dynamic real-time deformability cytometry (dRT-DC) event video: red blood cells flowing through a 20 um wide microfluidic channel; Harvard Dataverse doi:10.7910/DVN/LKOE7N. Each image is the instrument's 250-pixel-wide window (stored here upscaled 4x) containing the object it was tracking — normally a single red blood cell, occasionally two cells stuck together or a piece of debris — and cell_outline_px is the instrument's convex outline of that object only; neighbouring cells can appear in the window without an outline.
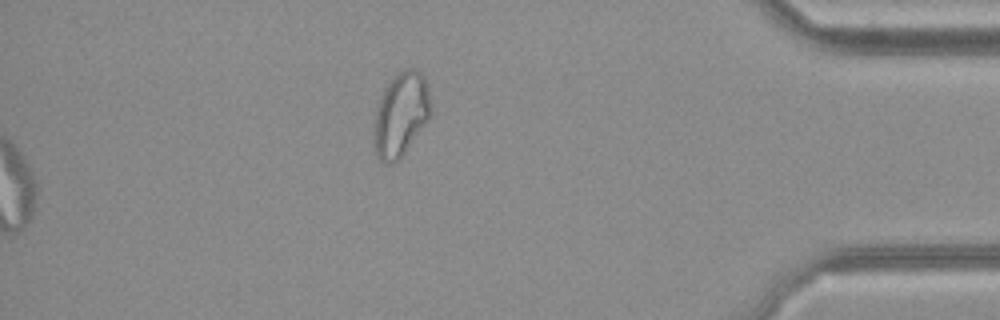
{"species": "common noctule bat (a hibernating species)", "species_latin": "Nyctalus noctula", "temperature_condition": "cold", "stored_images_in_passage": 36, "camera_frame_rate_fps": 3000, "um_per_image_px": 0.085, "animal": {"sex": "female", "body_mass_g": 21.9}, "frame": {"image": 1, "passage_image": 36, "time_ms": 11.667, "image_size_px": [1000, 320], "cell_outline_px": [[432, 108], [428, 120], [404, 152], [392, 164], [384, 164], [376, 156], [372, 140], [376, 104], [388, 80], [392, 76], [404, 68], [412, 68], [420, 72], [424, 76]], "centroid_in_image_um": [34.02, 9.71], "position_along_channel_um": 401.2, "area_um2": 28.15}}